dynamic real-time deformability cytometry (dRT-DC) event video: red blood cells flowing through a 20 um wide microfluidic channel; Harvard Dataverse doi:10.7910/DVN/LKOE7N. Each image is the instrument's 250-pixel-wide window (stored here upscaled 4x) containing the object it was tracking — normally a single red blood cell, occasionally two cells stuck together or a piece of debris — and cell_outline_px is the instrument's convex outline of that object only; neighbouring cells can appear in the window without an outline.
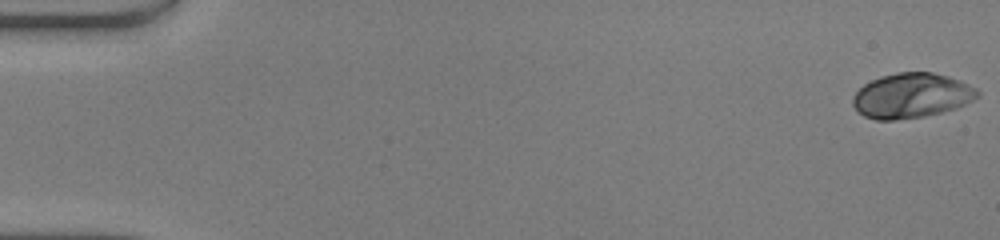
{"species": "human", "species_latin": "Homo sapiens", "temperature_condition": "warm", "stored_images_in_passage": 50, "camera_frame_rate_fps": 3000, "um_per_image_px": 0.085, "donor": {"sex": "male"}, "frame": {"image": 1, "passage_image": 1, "time_ms": 0.0, "image_size_px": [1000, 240], "cell_outline_px": [[980, 96], [956, 108], [924, 116], [892, 120], [876, 120], [864, 116], [852, 104], [852, 96], [864, 84], [880, 76], [896, 72], [932, 72], [948, 76], [960, 80], [976, 88], [980, 92]], "centroid_in_image_um": [77.48, 8.11], "position_along_channel_um": 7.5, "area_um2": 32.54}}
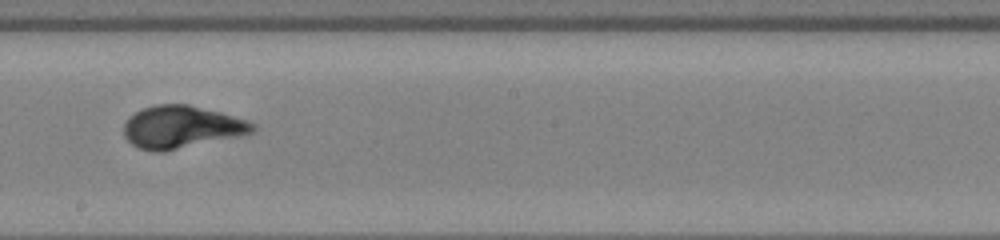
{"frame": {"image": 2, "passage_image": 29, "time_ms": 9.333, "image_size_px": [1000, 240], "cell_outline_px": [[256, 132], [240, 136], [164, 152], [152, 152], [140, 148], [132, 144], [124, 136], [124, 124], [128, 116], [144, 108], [156, 104], [188, 104], [220, 112], [248, 120], [256, 124]], "centroid_in_image_um": [15.45, 10.8], "position_along_channel_um": 232.7, "area_um2": 32.14}}
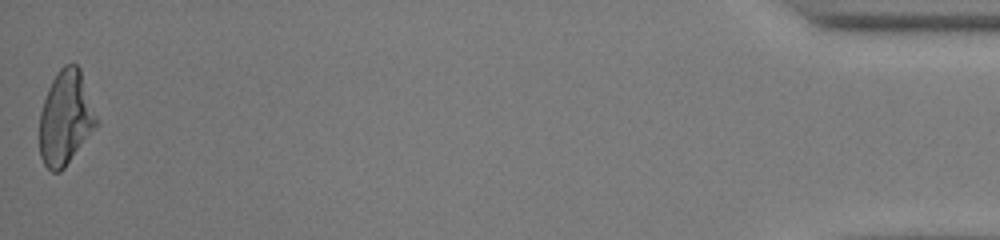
{"frame": {"image": 3, "passage_image": 50, "time_ms": 16.333, "image_size_px": [1000, 240], "cell_outline_px": [[100, 124], [64, 168], [60, 172], [52, 172], [44, 164], [40, 156], [40, 112], [48, 88], [52, 80], [60, 68], [64, 64], [76, 64], [80, 68], [100, 120]], "centroid_in_image_um": [5.62, 10.02], "position_along_channel_um": 429.6, "area_um2": 31.73}, "authors_computed_cell_mechanics": {"area_um2": 31.1831, "velocity_mm_per_s": 4.1661, "shape_relaxation_time_tau1_ms": 3.9908, "shape_relaxation_time_tau2_ms": null, "deformation_change_tau1": 0.2211, "deformation_change_tau2": null}}